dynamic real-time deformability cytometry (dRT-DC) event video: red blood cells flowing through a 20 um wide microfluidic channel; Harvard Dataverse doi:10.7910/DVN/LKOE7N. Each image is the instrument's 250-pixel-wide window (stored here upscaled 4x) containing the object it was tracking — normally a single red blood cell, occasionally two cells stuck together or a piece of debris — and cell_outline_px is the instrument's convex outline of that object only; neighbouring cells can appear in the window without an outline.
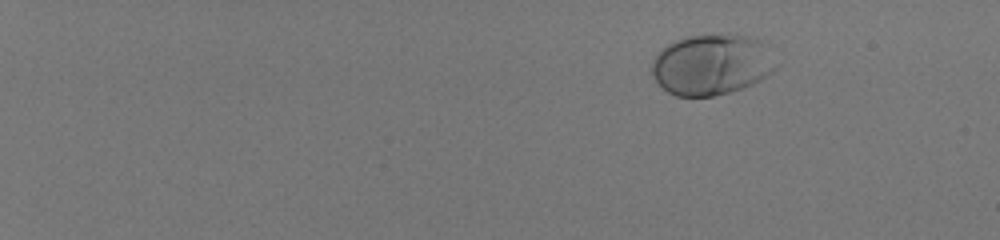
{"species": "human", "species_latin": "Homo sapiens", "temperature_condition": "room temperature", "stored_images_in_passage": 49, "camera_frame_rate_fps": 3000, "um_per_image_px": 0.085, "donor": {"sex": "male"}, "frame": {"image": 1, "passage_image": 1, "time_ms": 0.0, "image_size_px": [1000, 240], "cell_outline_px": [[724, 40], [720, 92], [708, 96], [680, 96], [672, 92], [660, 84], [656, 76], [656, 64], [660, 56], [668, 48], [684, 40], [708, 36], [712, 36]], "centroid_in_image_um": [58.85, 5.7], "position_along_channel_um": 26.2, "area_um2": 24.1}}
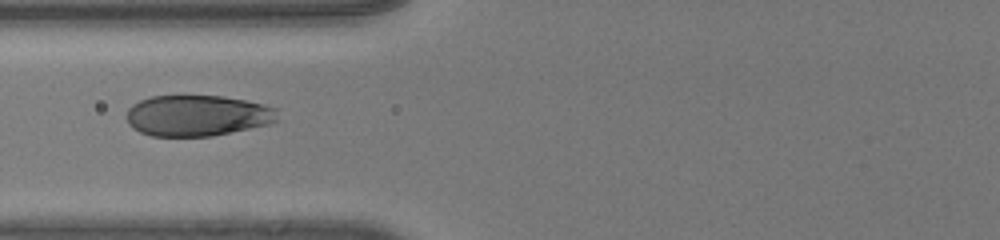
{"frame": {"image": 2, "passage_image": 21, "time_ms": 6.667, "image_size_px": [1000, 240], "cell_outline_px": [[264, 108], [256, 124], [224, 132], [204, 136], [156, 136], [144, 132], [136, 128], [128, 120], [128, 112], [136, 104], [144, 100], [156, 96], [216, 96], [240, 100], [256, 104]], "centroid_in_image_um": [16.37, 9.81], "position_along_channel_um": 109.4, "area_um2": 31.96}}
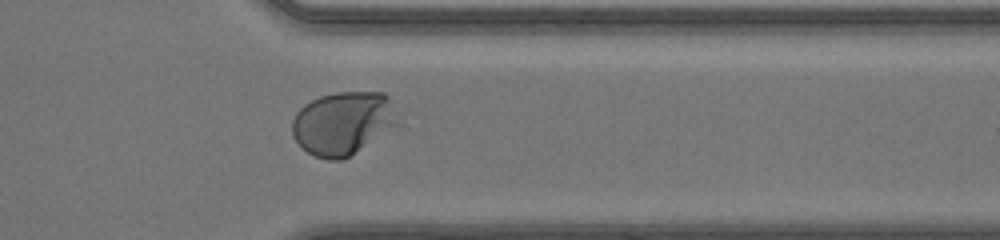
{"frame": {"image": 3, "passage_image": 41, "time_ms": 13.333, "image_size_px": [1000, 240], "cell_outline_px": [[384, 100], [356, 148], [348, 156], [316, 156], [308, 152], [296, 140], [292, 128], [296, 116], [308, 104], [324, 96], [348, 92], [380, 92], [384, 96]], "centroid_in_image_um": [28.58, 10.42], "position_along_channel_um": 382.8, "area_um2": 30.46}, "authors_computed_cell_mechanics": {"area_um2": 29.3335, "velocity_mm_per_s": 4.0947, "shape_relaxation_time_tau1_ms": 3.0003, "shape_relaxation_time_tau2_ms": null, "deformation_change_tau1": 0.2283, "deformation_change_tau2": null}}